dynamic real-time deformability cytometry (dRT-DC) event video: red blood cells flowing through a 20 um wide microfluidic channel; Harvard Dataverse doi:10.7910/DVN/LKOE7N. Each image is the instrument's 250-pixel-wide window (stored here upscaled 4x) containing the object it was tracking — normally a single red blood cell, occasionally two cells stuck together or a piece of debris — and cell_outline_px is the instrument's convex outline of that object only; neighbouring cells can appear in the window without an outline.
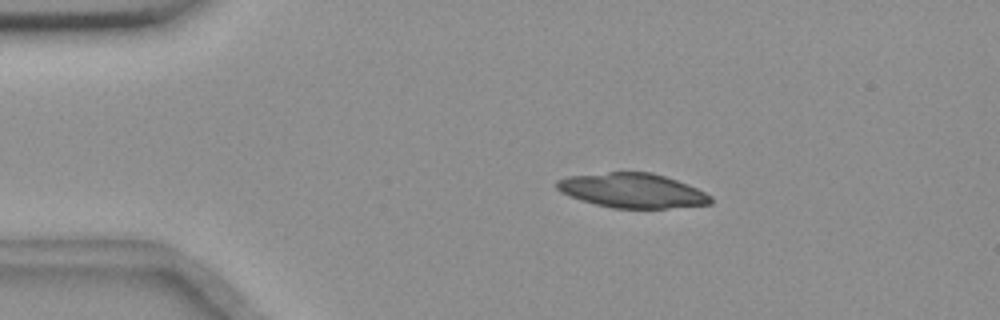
{"species": "common noctule bat (a hibernating species)", "species_latin": "Nyctalus noctula", "temperature_condition": "room temperature", "stored_images_in_passage": 7, "camera_frame_rate_fps": 3000, "um_per_image_px": 0.085, "animal": {"sex": "female", "body_mass_g": 18.4}, "frame": {"image": 1, "passage_image": 3, "time_ms": 2.333, "image_size_px": [1000, 320], "cell_outline_px": [[712, 204], [668, 208], [612, 208], [596, 204], [560, 192], [556, 188], [556, 180], [568, 176], [608, 172], [652, 172], [688, 184], [712, 196]], "centroid_in_image_um": [53.76, 16.19], "position_along_channel_um": 31.2, "area_um2": 30.81}}